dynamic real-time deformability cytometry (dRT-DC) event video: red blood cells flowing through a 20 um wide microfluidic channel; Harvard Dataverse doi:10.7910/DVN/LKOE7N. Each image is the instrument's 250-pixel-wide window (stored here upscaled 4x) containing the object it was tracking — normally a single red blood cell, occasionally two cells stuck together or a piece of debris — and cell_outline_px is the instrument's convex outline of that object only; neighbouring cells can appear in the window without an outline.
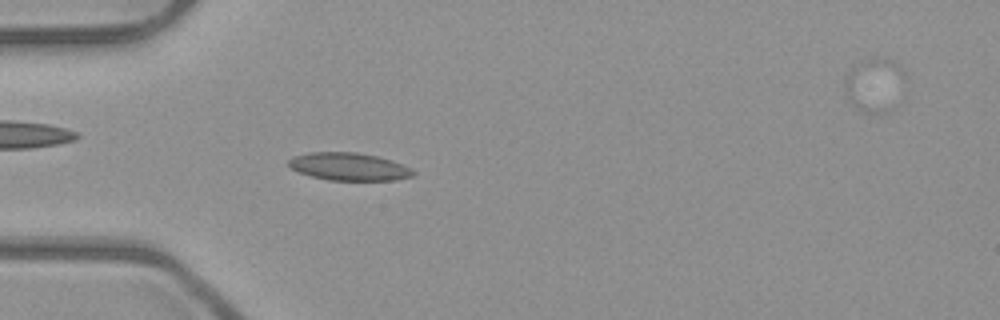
{"species": "common noctule bat (a hibernating species)", "species_latin": "Nyctalus noctula", "temperature_condition": "room temperature", "stored_images_in_passage": 51, "camera_frame_rate_fps": 3000, "um_per_image_px": 0.085, "animal": {"sex": "male", "body_mass_g": 23.1, "forearm_length_mm": 52.7}, "frame": {"image": 1, "passage_image": 15, "time_ms": 4.667, "image_size_px": [1000, 320], "cell_outline_px": [[416, 172], [412, 176], [396, 180], [328, 180], [312, 176], [300, 172], [292, 168], [288, 164], [288, 160], [292, 156], [308, 152], [356, 152], [380, 156], [392, 160], [412, 168]], "centroid_in_image_um": [29.68, 14.15], "position_along_channel_um": 55.3, "area_um2": 20.23}}
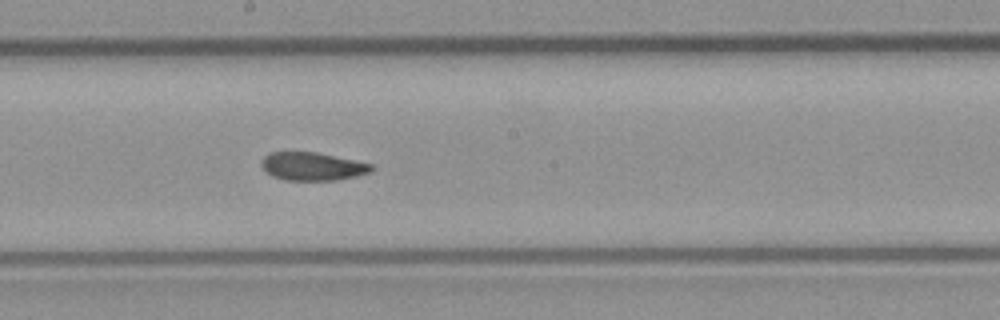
{"frame": {"image": 2, "passage_image": 28, "time_ms": 9.0, "image_size_px": [1000, 320], "cell_outline_px": [[376, 168], [372, 172], [356, 176], [336, 180], [284, 180], [272, 176], [260, 164], [264, 156], [272, 152], [316, 152], [372, 164]], "centroid_in_image_um": [26.59, 14.15], "position_along_channel_um": 221.6, "area_um2": 17.98}}
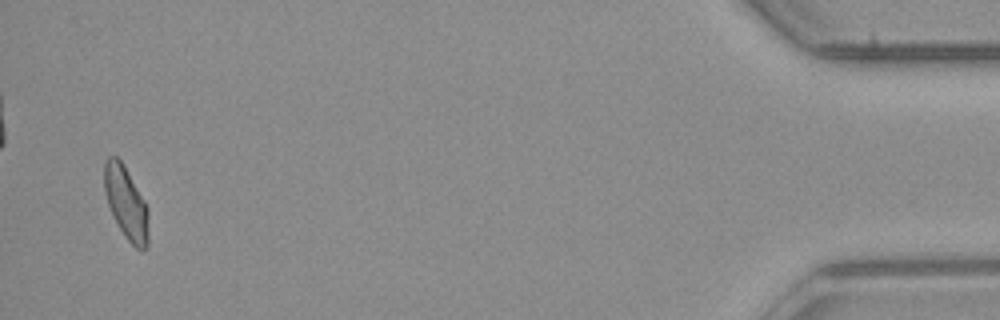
{"frame": {"image": 3, "passage_image": 50, "time_ms": 16.333, "image_size_px": [1000, 320], "cell_outline_px": [[148, 244], [144, 252], [136, 248], [124, 236], [108, 204], [104, 192], [104, 160], [108, 156], [116, 156], [124, 164], [144, 200], [148, 208]], "centroid_in_image_um": [10.72, 17.23], "position_along_channel_um": 424.5, "area_um2": 18.73}, "authors_computed_cell_mechanics": {"area_um2": 18.9584, "velocity_mm_per_s": 3.9667, "shape_relaxation_time_tau1_ms": null, "shape_relaxation_time_tau2_ms": 3.6432, "deformation_change_tau1": null, "deformation_change_tau2": 0.0825}}